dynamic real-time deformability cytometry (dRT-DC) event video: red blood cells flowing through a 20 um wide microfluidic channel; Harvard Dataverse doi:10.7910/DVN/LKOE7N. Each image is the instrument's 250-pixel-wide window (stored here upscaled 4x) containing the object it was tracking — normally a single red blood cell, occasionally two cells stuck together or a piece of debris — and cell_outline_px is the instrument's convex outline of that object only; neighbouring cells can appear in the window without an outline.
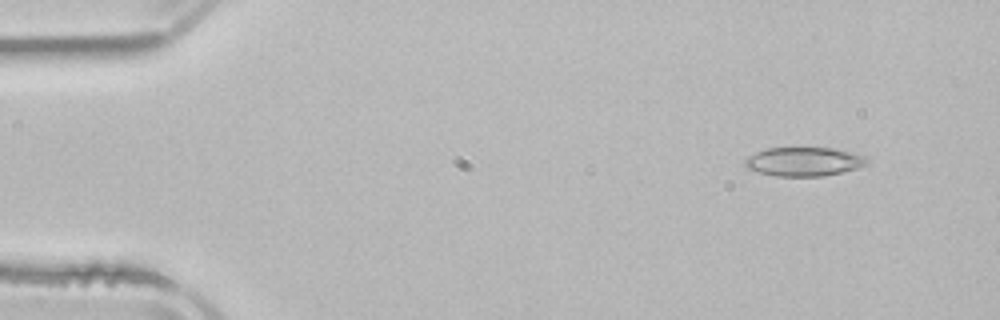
{"species": "common noctule bat (a hibernating species)", "species_latin": "Nyctalus noctula", "temperature_condition": "room temperature", "stored_images_in_passage": 3, "camera_frame_rate_fps": 3000, "um_per_image_px": 0.085, "animal": {"sex": "male", "body_mass_g": 21.5, "forearm_length_mm": 52.0}, "frame": {"image": 1, "passage_image": 1, "time_ms": 0.0, "image_size_px": [1000, 320], "cell_outline_px": [[868, 164], [844, 172], [824, 176], [776, 176], [744, 168], [744, 160], [748, 156], [756, 152], [768, 148], [832, 148], [852, 152], [864, 156], [868, 160]], "centroid_in_image_um": [68.32, 13.74], "position_along_channel_um": 16.7, "area_um2": 20.58}}
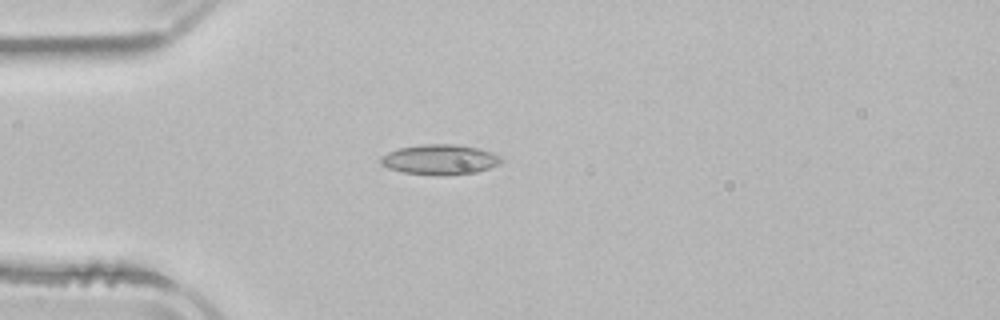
{"frame": {"image": 2, "passage_image": 3, "time_ms": 3.0, "image_size_px": [1000, 320], "cell_outline_px": [[504, 160], [500, 164], [476, 172], [404, 172], [388, 168], [380, 164], [380, 156], [388, 152], [400, 148], [420, 144], [456, 144], [476, 148], [492, 152], [500, 156]], "centroid_in_image_um": [37.38, 13.5], "position_along_channel_um": 47.6, "area_um2": 20.17}}